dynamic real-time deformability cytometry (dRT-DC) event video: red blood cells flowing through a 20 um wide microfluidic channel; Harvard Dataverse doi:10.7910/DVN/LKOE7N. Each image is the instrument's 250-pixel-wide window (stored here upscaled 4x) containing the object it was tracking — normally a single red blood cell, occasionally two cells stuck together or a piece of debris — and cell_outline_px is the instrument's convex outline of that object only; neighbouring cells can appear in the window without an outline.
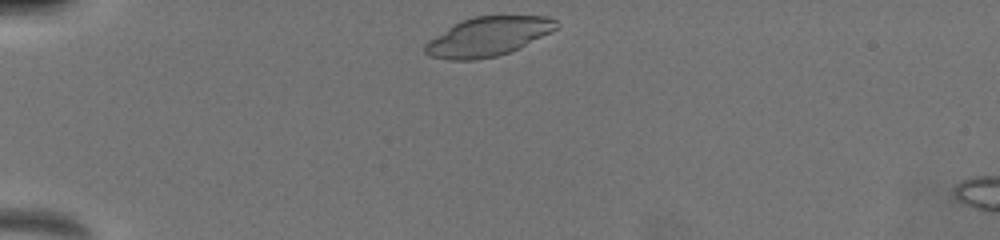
{"species": "common noctule bat (a hibernating species)", "species_latin": "Nyctalus noctula", "temperature_condition": "warm", "stored_images_in_passage": 5, "camera_frame_rate_fps": 3000, "um_per_image_px": 0.085, "animal": {"sex": "female", "body_mass_g": 19.5, "forearm_length_mm": 54.1}, "frame": {"image": 1, "passage_image": 1, "time_ms": 0.0, "image_size_px": [1000, 240], "cell_outline_px": [[560, 24], [556, 28], [520, 48], [496, 56], [476, 60], [448, 60], [428, 56], [424, 52], [424, 44], [428, 40], [452, 24], [460, 20], [472, 16], [548, 16], [556, 20]], "centroid_in_image_um": [41.42, 3.11], "position_along_channel_um": 43.6, "area_um2": 30.06}}